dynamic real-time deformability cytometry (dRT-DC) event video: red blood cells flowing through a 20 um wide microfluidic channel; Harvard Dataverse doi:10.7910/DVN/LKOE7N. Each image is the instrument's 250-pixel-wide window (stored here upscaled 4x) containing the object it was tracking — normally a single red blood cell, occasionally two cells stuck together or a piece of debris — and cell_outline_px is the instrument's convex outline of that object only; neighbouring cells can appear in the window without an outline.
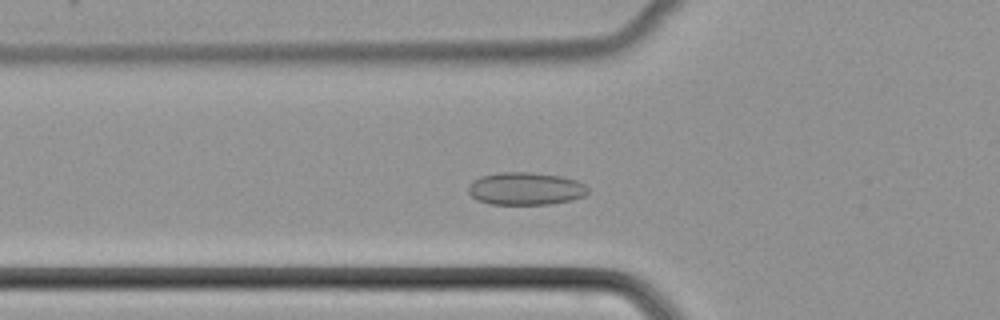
{"species": "common noctule bat (a hibernating species)", "species_latin": "Nyctalus noctula", "temperature_condition": "cold", "stored_images_in_passage": 46, "camera_frame_rate_fps": 3000, "um_per_image_px": 0.085, "animal": {"sex": "female", "body_mass_g": 22.7, "forearm_length_mm": 54.2}, "frame": {"image": 1, "passage_image": 13, "time_ms": 4.0, "image_size_px": [1000, 320], "cell_outline_px": [[588, 192], [584, 196], [572, 200], [548, 204], [492, 204], [476, 200], [468, 192], [468, 184], [472, 180], [480, 176], [500, 172], [532, 172], [560, 176], [576, 180], [584, 184], [588, 188]], "centroid_in_image_um": [44.65, 16.03], "position_along_channel_um": 81.2, "area_um2": 22.89}}
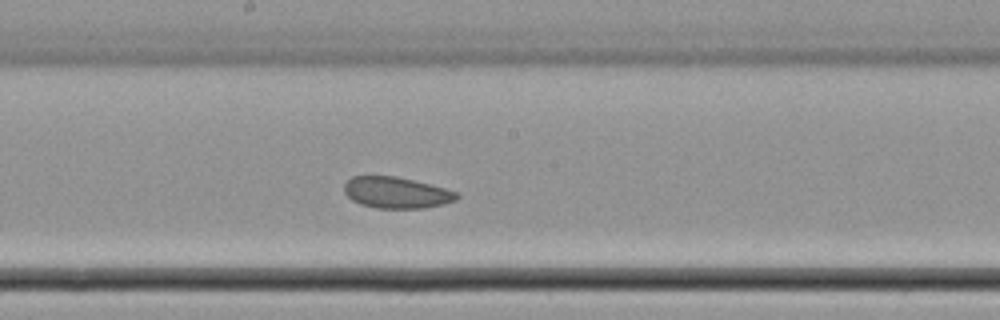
{"frame": {"image": 2, "passage_image": 23, "time_ms": 7.333, "image_size_px": [1000, 320], "cell_outline_px": [[460, 196], [456, 200], [444, 204], [424, 208], [376, 208], [360, 204], [352, 200], [344, 192], [344, 184], [352, 176], [396, 176], [444, 188], [456, 192]], "centroid_in_image_um": [33.68, 16.38], "position_along_channel_um": 214.5, "area_um2": 20.4}}
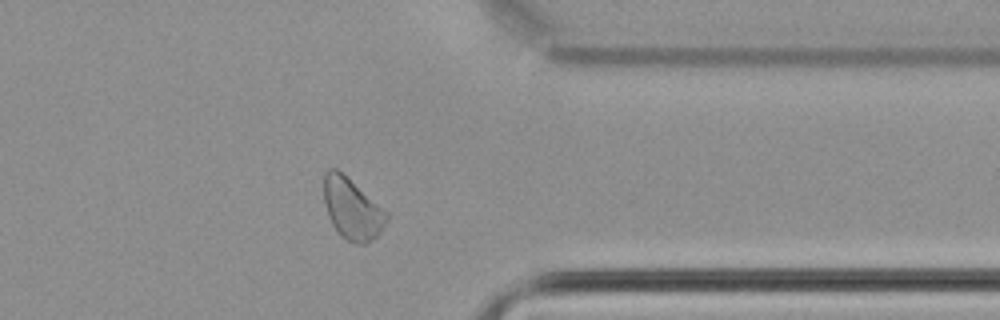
{"frame": {"image": 3, "passage_image": 36, "time_ms": 11.667, "image_size_px": [1000, 320], "cell_outline_px": [[388, 220], [380, 232], [376, 236], [364, 244], [356, 244], [348, 240], [332, 224], [328, 216], [324, 204], [324, 172], [328, 168], [336, 168], [388, 212]], "centroid_in_image_um": [29.92, 17.73], "position_along_channel_um": 381.5, "area_um2": 21.96}}